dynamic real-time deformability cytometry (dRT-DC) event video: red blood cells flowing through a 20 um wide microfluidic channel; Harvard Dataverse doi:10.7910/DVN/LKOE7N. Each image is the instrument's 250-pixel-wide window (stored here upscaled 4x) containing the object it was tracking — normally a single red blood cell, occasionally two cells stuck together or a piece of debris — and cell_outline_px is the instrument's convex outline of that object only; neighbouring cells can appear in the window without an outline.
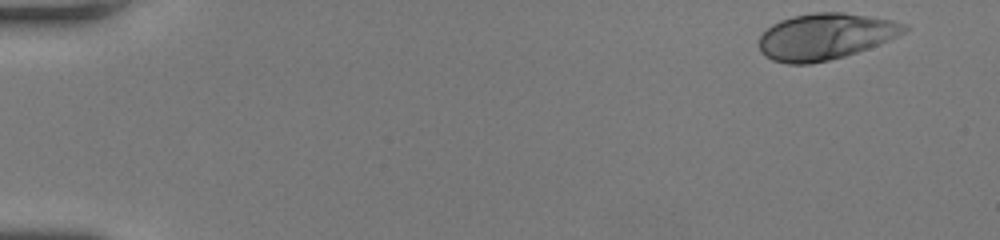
{"species": "human", "species_latin": "Homo sapiens", "temperature_condition": "room temperature", "stored_images_in_passage": 48, "camera_frame_rate_fps": 3000, "um_per_image_px": 0.085, "donor": {"sex": "female"}, "frame": {"image": 1, "passage_image": 1, "time_ms": 0.0, "image_size_px": [1000, 240], "cell_outline_px": [[908, 28], [904, 32], [880, 44], [844, 56], [828, 60], [808, 64], [788, 64], [772, 60], [764, 56], [760, 52], [760, 36], [772, 24], [780, 20], [792, 16], [816, 12], [844, 12], [892, 20], [908, 24]], "centroid_in_image_um": [70.14, 3.1], "position_along_channel_um": 14.9, "area_um2": 39.07}}
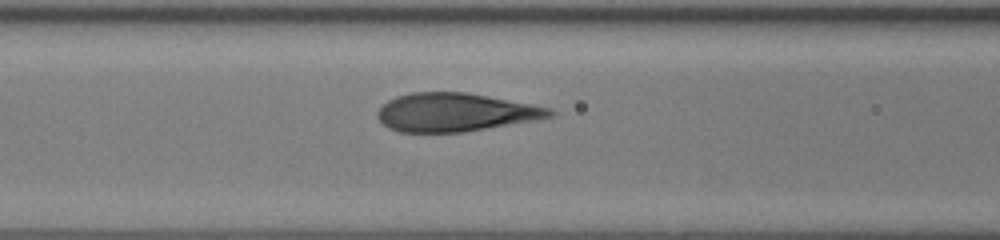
{"frame": {"image": 2, "passage_image": 20, "time_ms": 6.333, "image_size_px": [1000, 240], "cell_outline_px": [[556, 116], [536, 120], [464, 132], [400, 132], [388, 128], [376, 116], [376, 112], [388, 100], [396, 96], [412, 92], [464, 92], [532, 104], [548, 108], [556, 112]], "centroid_in_image_um": [38.7, 9.55], "position_along_channel_um": 127.9, "area_um2": 38.44}}
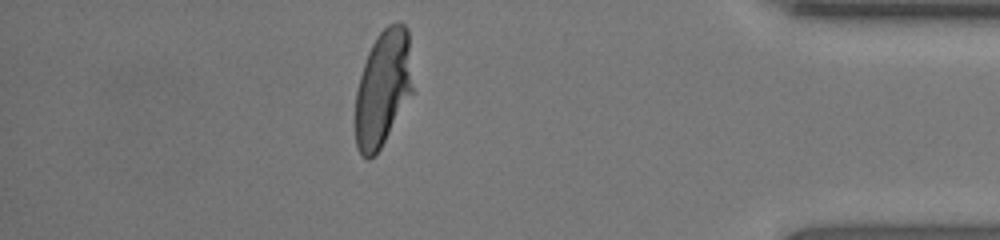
{"frame": {"image": 3, "passage_image": 42, "time_ms": 13.667, "image_size_px": [1000, 240], "cell_outline_px": [[412, 92], [380, 148], [368, 160], [360, 156], [356, 148], [356, 92], [360, 76], [368, 52], [372, 44], [380, 32], [388, 24], [396, 20], [400, 20], [408, 28], [412, 88]], "centroid_in_image_um": [32.54, 7.46], "position_along_channel_um": 402.7, "area_um2": 38.38}, "authors_computed_cell_mechanics": {"area_um2": 39.4196, "velocity_mm_per_s": 4.2222, "shape_relaxation_time_tau1_ms": 3.8306, "shape_relaxation_time_tau2_ms": null, "deformation_change_tau1": 0.2095, "deformation_change_tau2": null}}